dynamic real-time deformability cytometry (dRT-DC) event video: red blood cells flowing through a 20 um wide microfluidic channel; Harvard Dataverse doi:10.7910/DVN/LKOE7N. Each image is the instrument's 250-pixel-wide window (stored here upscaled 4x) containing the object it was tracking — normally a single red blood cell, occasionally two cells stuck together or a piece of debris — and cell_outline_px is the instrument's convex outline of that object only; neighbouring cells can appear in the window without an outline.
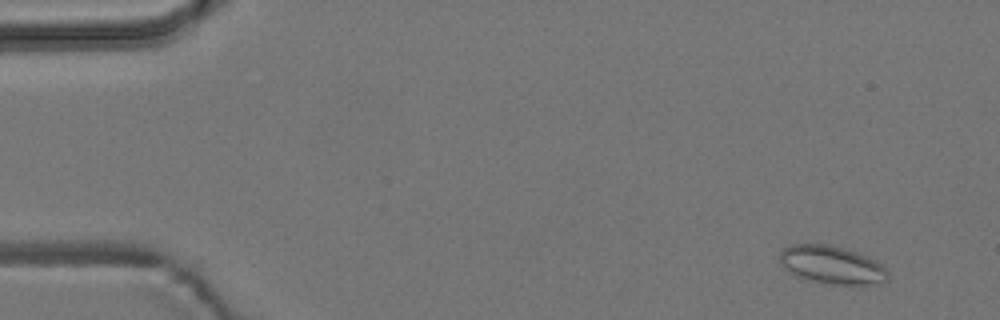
{"species": "common noctule bat (a hibernating species)", "species_latin": "Nyctalus noctula", "temperature_condition": "room temperature", "stored_images_in_passage": 6, "camera_frame_rate_fps": 3000, "um_per_image_px": 0.085, "animal": {"sex": "male", "body_mass_g": 19.2, "forearm_length_mm": 51.8}, "frame": {"image": 1, "passage_image": 2, "time_ms": 1.333, "image_size_px": [1000, 320], "cell_outline_px": [[888, 280], [880, 284], [860, 288], [832, 284], [808, 280], [796, 276], [784, 268], [780, 260], [780, 252], [784, 248], [792, 244], [824, 244], [844, 248], [856, 252], [880, 264], [888, 272]], "centroid_in_image_um": [70.75, 22.57], "position_along_channel_um": 14.3, "area_um2": 24.39}}
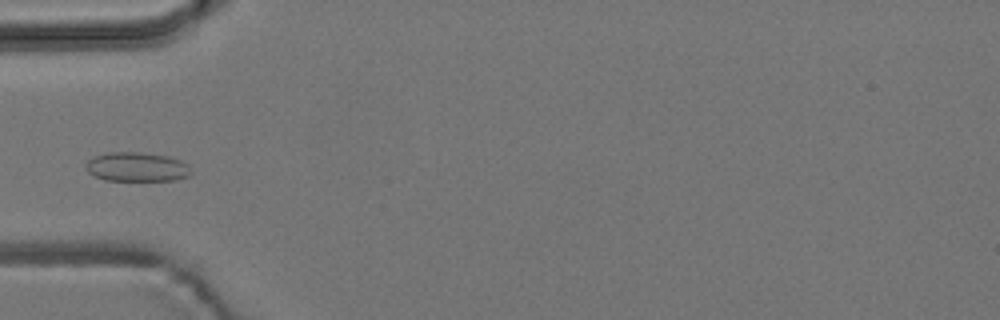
{"frame": {"image": 2, "passage_image": 6, "time_ms": 6.0, "image_size_px": [1000, 320], "cell_outline_px": [[192, 172], [188, 176], [176, 180], [104, 180], [88, 172], [84, 168], [84, 164], [92, 156], [108, 152], [140, 152], [168, 156], [180, 160], [188, 164]], "centroid_in_image_um": [11.6, 14.18], "position_along_channel_um": 73.4, "area_um2": 18.09}}